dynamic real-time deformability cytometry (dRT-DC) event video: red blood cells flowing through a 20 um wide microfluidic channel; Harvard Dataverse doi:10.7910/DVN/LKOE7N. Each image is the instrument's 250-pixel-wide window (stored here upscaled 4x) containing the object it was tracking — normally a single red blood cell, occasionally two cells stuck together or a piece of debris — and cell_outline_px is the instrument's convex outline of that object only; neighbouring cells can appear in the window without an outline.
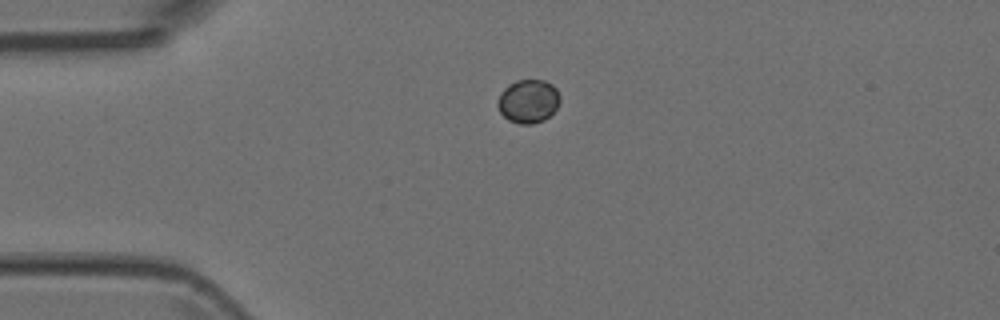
{"species": "Egyptian fruit bat (a non-hibernating species)", "species_latin": "Rousettus aegyptiacus", "temperature_condition": "room temperature", "stored_images_in_passage": 1, "camera_frame_rate_fps": 3000, "um_per_image_px": 0.085, "animal": {"sex": "female"}, "frame": {"image": 1, "passage_image": 1, "time_ms": 0.0, "image_size_px": [1000, 320], "cell_outline_px": [[560, 100], [556, 108], [544, 120], [532, 124], [520, 124], [508, 120], [500, 112], [496, 104], [496, 100], [500, 92], [508, 84], [516, 80], [544, 80], [552, 84], [556, 88], [560, 96]], "centroid_in_image_um": [44.87, 8.59], "position_along_channel_um": 40.1, "area_um2": 15.95}}